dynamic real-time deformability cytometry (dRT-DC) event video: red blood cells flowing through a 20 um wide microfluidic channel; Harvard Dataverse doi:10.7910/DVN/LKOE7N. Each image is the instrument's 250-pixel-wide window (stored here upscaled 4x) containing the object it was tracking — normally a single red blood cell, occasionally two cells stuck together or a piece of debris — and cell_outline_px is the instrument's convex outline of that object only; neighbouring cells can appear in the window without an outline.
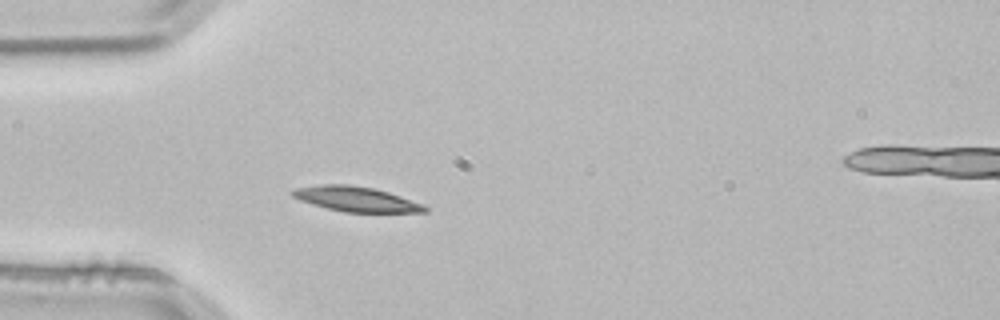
{"species": "common noctule bat (a hibernating species)", "species_latin": "Nyctalus noctula", "temperature_condition": "room temperature", "stored_images_in_passage": 2, "camera_frame_rate_fps": 3000, "um_per_image_px": 0.085, "animal": {"sex": "male", "body_mass_g": 21.5, "forearm_length_mm": 52.0}, "frame": {"image": 1, "passage_image": 2, "time_ms": 0.333, "image_size_px": [1000, 320], "cell_outline_px": [[428, 212], [344, 212], [312, 204], [300, 200], [292, 196], [288, 192], [292, 188], [324, 184], [348, 184], [372, 188], [388, 192], [424, 204], [428, 208]], "centroid_in_image_um": [30.24, 16.91], "position_along_channel_um": 54.8, "area_um2": 19.25}}